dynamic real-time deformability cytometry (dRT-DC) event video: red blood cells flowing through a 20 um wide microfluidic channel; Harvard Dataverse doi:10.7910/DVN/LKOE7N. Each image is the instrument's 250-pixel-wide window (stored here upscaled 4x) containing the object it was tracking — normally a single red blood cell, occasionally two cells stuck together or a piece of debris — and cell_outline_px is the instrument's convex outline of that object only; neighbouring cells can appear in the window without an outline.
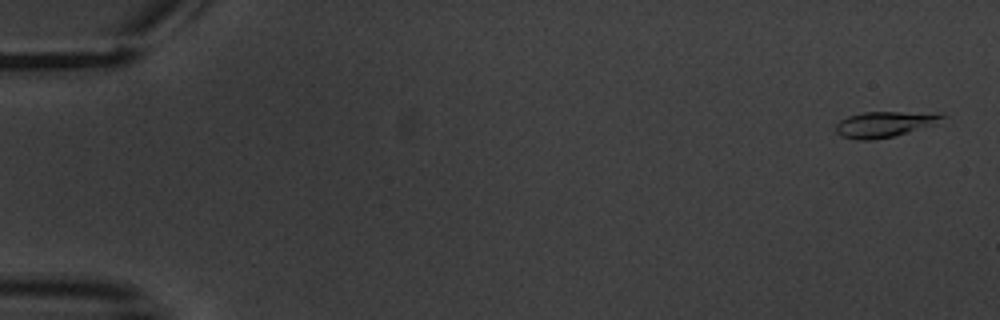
{"species": "common noctule bat (a hibernating species)", "species_latin": "Nyctalus noctula", "temperature_condition": "warm", "stored_images_in_passage": 10, "camera_frame_rate_fps": 3000, "um_per_image_px": 0.085, "animal": {"sex": "male", "body_mass_g": 20.1, "forearm_length_mm": 53.5}, "frame": {"image": 1, "passage_image": 1, "time_ms": 0.0, "image_size_px": [1000, 320], "cell_outline_px": [[948, 116], [936, 124], [908, 132], [892, 136], [872, 140], [856, 140], [840, 136], [836, 132], [836, 124], [840, 120], [848, 116], [864, 112], [936, 112]], "centroid_in_image_um": [75.21, 10.55], "position_along_channel_um": 9.8, "area_um2": 16.07}}
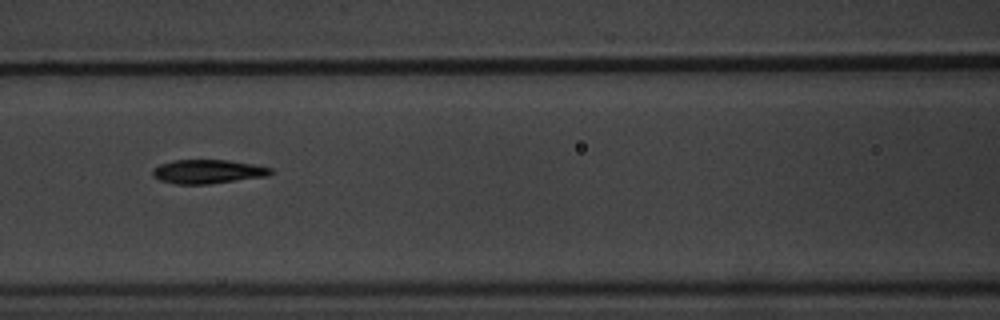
{"frame": {"image": 2, "passage_image": 7, "time_ms": 8.333, "image_size_px": [1000, 320], "cell_outline_px": [[272, 172], [268, 176], [208, 184], [176, 184], [160, 180], [152, 176], [152, 168], [160, 164], [172, 160], [228, 160], [252, 164], [272, 168]], "centroid_in_image_um": [17.63, 14.58], "position_along_channel_um": 149.0, "area_um2": 16.47}}
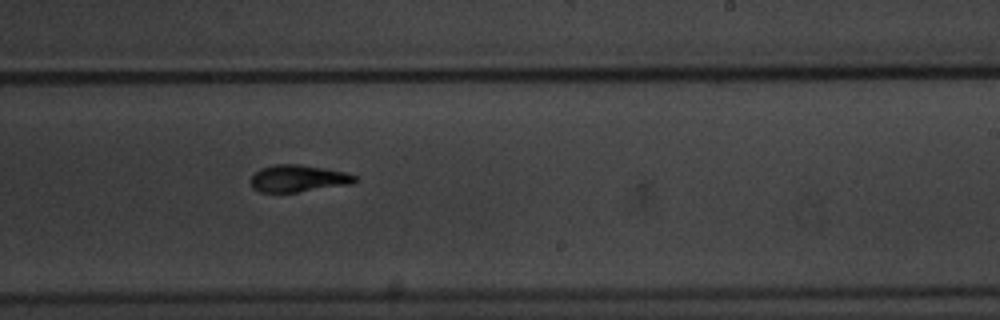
{"frame": {"image": 3, "passage_image": 10, "time_ms": 11.667, "image_size_px": [1000, 320], "cell_outline_px": [[360, 180], [352, 184], [296, 192], [260, 192], [252, 188], [248, 180], [260, 168], [276, 164], [300, 164], [348, 172], [356, 176]], "centroid_in_image_um": [25.36, 15.16], "position_along_channel_um": 263.6, "area_um2": 16.65}}